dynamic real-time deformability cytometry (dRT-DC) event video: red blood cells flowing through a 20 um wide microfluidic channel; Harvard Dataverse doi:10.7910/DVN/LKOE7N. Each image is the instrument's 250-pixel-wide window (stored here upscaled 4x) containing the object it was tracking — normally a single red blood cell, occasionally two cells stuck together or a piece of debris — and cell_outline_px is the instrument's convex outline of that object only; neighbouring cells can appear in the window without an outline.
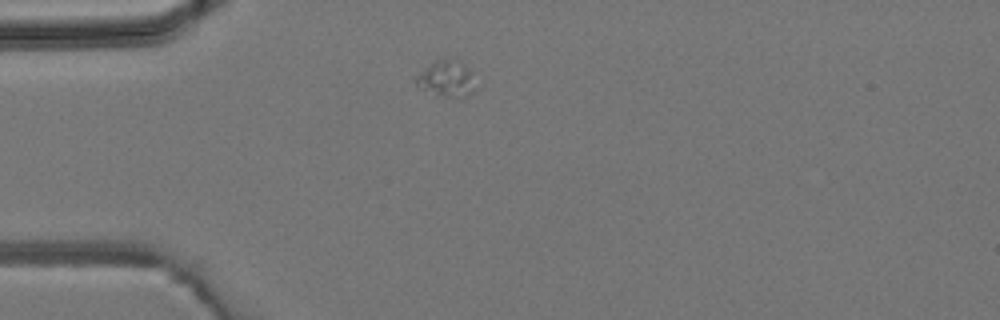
{"species": "common noctule bat (a hibernating species)", "species_latin": "Nyctalus noctula", "temperature_condition": "room temperature", "stored_images_in_passage": 5, "camera_frame_rate_fps": 3000, "um_per_image_px": 0.085, "animal": {"sex": "male", "body_mass_g": 19.2, "forearm_length_mm": 51.8}, "frame": {"image": 1, "passage_image": 5, "time_ms": 4.667, "image_size_px": [1000, 320], "cell_outline_px": [[476, 88], [468, 96], [436, 96], [416, 88], [416, 76], [420, 72], [436, 60], [460, 60], [468, 68]], "centroid_in_image_um": [37.91, 6.72], "position_along_channel_um": 47.1, "area_um2": 12.43}}